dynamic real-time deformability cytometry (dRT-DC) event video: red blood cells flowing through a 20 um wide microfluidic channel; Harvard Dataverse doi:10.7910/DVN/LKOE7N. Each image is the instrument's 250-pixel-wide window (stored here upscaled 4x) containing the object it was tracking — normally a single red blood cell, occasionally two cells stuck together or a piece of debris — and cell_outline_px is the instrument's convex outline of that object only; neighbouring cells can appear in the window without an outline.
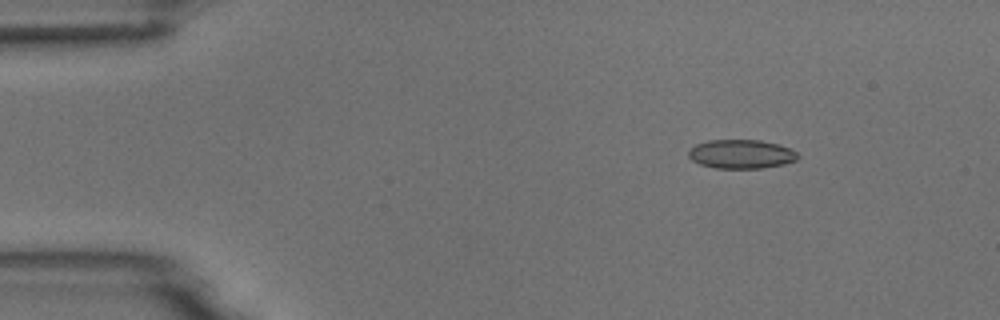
{"species": "common noctule bat (a hibernating species)", "species_latin": "Nyctalus noctula", "temperature_condition": "room temperature", "stored_images_in_passage": 7, "camera_frame_rate_fps": 3000, "um_per_image_px": 0.085, "animal": {"sex": "male", "body_mass_g": 18.8}, "frame": {"image": 1, "passage_image": 1, "time_ms": 0.0, "image_size_px": [1000, 320], "cell_outline_px": [[796, 160], [784, 164], [760, 168], [716, 168], [700, 164], [692, 160], [688, 156], [688, 148], [696, 144], [708, 140], [760, 140], [780, 144], [796, 152]], "centroid_in_image_um": [62.95, 13.09], "position_along_channel_um": 22.0, "area_um2": 18.38}}
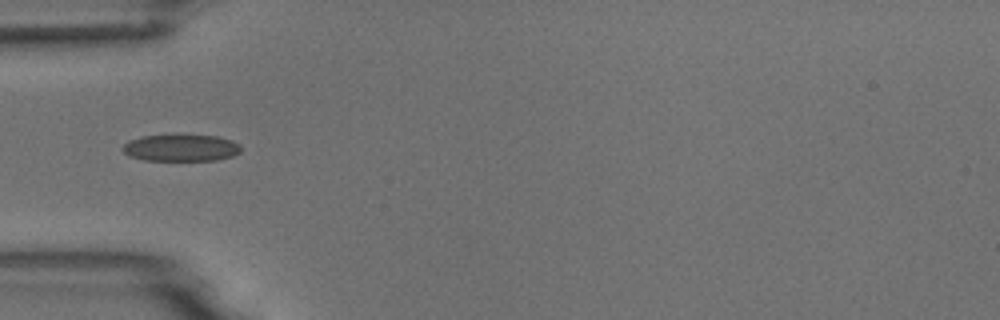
{"frame": {"image": 2, "passage_image": 4, "time_ms": 3.333, "image_size_px": [1000, 320], "cell_outline_px": [[240, 152], [232, 156], [216, 160], [144, 160], [132, 156], [124, 152], [120, 148], [128, 140], [144, 136], [216, 136], [232, 140], [240, 144]], "centroid_in_image_um": [15.39, 12.58], "position_along_channel_um": 69.6, "area_um2": 18.15}}